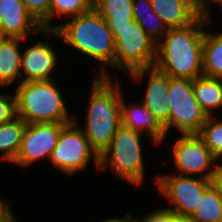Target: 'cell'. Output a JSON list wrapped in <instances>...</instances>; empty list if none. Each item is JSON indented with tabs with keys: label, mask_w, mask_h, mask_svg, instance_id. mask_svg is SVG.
Wrapping results in <instances>:
<instances>
[{
	"label": "cell",
	"mask_w": 222,
	"mask_h": 222,
	"mask_svg": "<svg viewBox=\"0 0 222 222\" xmlns=\"http://www.w3.org/2000/svg\"><path fill=\"white\" fill-rule=\"evenodd\" d=\"M132 222H139L136 218Z\"/></svg>",
	"instance_id": "obj_34"
},
{
	"label": "cell",
	"mask_w": 222,
	"mask_h": 222,
	"mask_svg": "<svg viewBox=\"0 0 222 222\" xmlns=\"http://www.w3.org/2000/svg\"><path fill=\"white\" fill-rule=\"evenodd\" d=\"M27 123L19 116L0 124V160L12 163L20 149Z\"/></svg>",
	"instance_id": "obj_20"
},
{
	"label": "cell",
	"mask_w": 222,
	"mask_h": 222,
	"mask_svg": "<svg viewBox=\"0 0 222 222\" xmlns=\"http://www.w3.org/2000/svg\"><path fill=\"white\" fill-rule=\"evenodd\" d=\"M28 12L36 18L43 29H50L51 0H22Z\"/></svg>",
	"instance_id": "obj_26"
},
{
	"label": "cell",
	"mask_w": 222,
	"mask_h": 222,
	"mask_svg": "<svg viewBox=\"0 0 222 222\" xmlns=\"http://www.w3.org/2000/svg\"><path fill=\"white\" fill-rule=\"evenodd\" d=\"M6 36L3 34V32L0 29V42L5 38Z\"/></svg>",
	"instance_id": "obj_33"
},
{
	"label": "cell",
	"mask_w": 222,
	"mask_h": 222,
	"mask_svg": "<svg viewBox=\"0 0 222 222\" xmlns=\"http://www.w3.org/2000/svg\"><path fill=\"white\" fill-rule=\"evenodd\" d=\"M55 79L28 81L16 84L14 95L16 113L27 124L72 123L76 114L66 107L59 84Z\"/></svg>",
	"instance_id": "obj_4"
},
{
	"label": "cell",
	"mask_w": 222,
	"mask_h": 222,
	"mask_svg": "<svg viewBox=\"0 0 222 222\" xmlns=\"http://www.w3.org/2000/svg\"><path fill=\"white\" fill-rule=\"evenodd\" d=\"M69 123H33L27 124L23 130L22 141L18 154L11 164L27 168L34 162L50 159L56 147L61 130Z\"/></svg>",
	"instance_id": "obj_11"
},
{
	"label": "cell",
	"mask_w": 222,
	"mask_h": 222,
	"mask_svg": "<svg viewBox=\"0 0 222 222\" xmlns=\"http://www.w3.org/2000/svg\"><path fill=\"white\" fill-rule=\"evenodd\" d=\"M78 118L75 116V121L61 130L58 143L49 159L52 168L68 177L79 172L82 174L88 169L90 162H93L95 171H99V155L78 126L81 122Z\"/></svg>",
	"instance_id": "obj_6"
},
{
	"label": "cell",
	"mask_w": 222,
	"mask_h": 222,
	"mask_svg": "<svg viewBox=\"0 0 222 222\" xmlns=\"http://www.w3.org/2000/svg\"><path fill=\"white\" fill-rule=\"evenodd\" d=\"M208 30L203 42V75L222 79V32Z\"/></svg>",
	"instance_id": "obj_21"
},
{
	"label": "cell",
	"mask_w": 222,
	"mask_h": 222,
	"mask_svg": "<svg viewBox=\"0 0 222 222\" xmlns=\"http://www.w3.org/2000/svg\"><path fill=\"white\" fill-rule=\"evenodd\" d=\"M142 136L144 138V134L121 125L109 146L99 155L98 172L108 169L117 180L140 188L146 179Z\"/></svg>",
	"instance_id": "obj_5"
},
{
	"label": "cell",
	"mask_w": 222,
	"mask_h": 222,
	"mask_svg": "<svg viewBox=\"0 0 222 222\" xmlns=\"http://www.w3.org/2000/svg\"><path fill=\"white\" fill-rule=\"evenodd\" d=\"M133 6L135 21L158 44L167 32V27L154 12L150 0H133Z\"/></svg>",
	"instance_id": "obj_22"
},
{
	"label": "cell",
	"mask_w": 222,
	"mask_h": 222,
	"mask_svg": "<svg viewBox=\"0 0 222 222\" xmlns=\"http://www.w3.org/2000/svg\"><path fill=\"white\" fill-rule=\"evenodd\" d=\"M25 40L27 39L5 37L0 42V88L14 86V82L21 83V46Z\"/></svg>",
	"instance_id": "obj_17"
},
{
	"label": "cell",
	"mask_w": 222,
	"mask_h": 222,
	"mask_svg": "<svg viewBox=\"0 0 222 222\" xmlns=\"http://www.w3.org/2000/svg\"><path fill=\"white\" fill-rule=\"evenodd\" d=\"M14 93H0V124L12 120L17 116L16 99Z\"/></svg>",
	"instance_id": "obj_27"
},
{
	"label": "cell",
	"mask_w": 222,
	"mask_h": 222,
	"mask_svg": "<svg viewBox=\"0 0 222 222\" xmlns=\"http://www.w3.org/2000/svg\"><path fill=\"white\" fill-rule=\"evenodd\" d=\"M150 2L167 29L187 26L202 14L193 0H150Z\"/></svg>",
	"instance_id": "obj_16"
},
{
	"label": "cell",
	"mask_w": 222,
	"mask_h": 222,
	"mask_svg": "<svg viewBox=\"0 0 222 222\" xmlns=\"http://www.w3.org/2000/svg\"><path fill=\"white\" fill-rule=\"evenodd\" d=\"M195 6L202 12L212 15L211 4L215 3L218 8L222 5V0H193Z\"/></svg>",
	"instance_id": "obj_30"
},
{
	"label": "cell",
	"mask_w": 222,
	"mask_h": 222,
	"mask_svg": "<svg viewBox=\"0 0 222 222\" xmlns=\"http://www.w3.org/2000/svg\"><path fill=\"white\" fill-rule=\"evenodd\" d=\"M124 94L125 92L122 93L121 98V125L144 134L154 147L162 145L167 136L151 110L142 102L126 103Z\"/></svg>",
	"instance_id": "obj_15"
},
{
	"label": "cell",
	"mask_w": 222,
	"mask_h": 222,
	"mask_svg": "<svg viewBox=\"0 0 222 222\" xmlns=\"http://www.w3.org/2000/svg\"><path fill=\"white\" fill-rule=\"evenodd\" d=\"M221 119V120H220ZM217 160H222V118L208 116L197 134Z\"/></svg>",
	"instance_id": "obj_25"
},
{
	"label": "cell",
	"mask_w": 222,
	"mask_h": 222,
	"mask_svg": "<svg viewBox=\"0 0 222 222\" xmlns=\"http://www.w3.org/2000/svg\"><path fill=\"white\" fill-rule=\"evenodd\" d=\"M135 218L136 216H134L132 212H128L123 217H119V216L112 217V218L101 220L100 222H132Z\"/></svg>",
	"instance_id": "obj_32"
},
{
	"label": "cell",
	"mask_w": 222,
	"mask_h": 222,
	"mask_svg": "<svg viewBox=\"0 0 222 222\" xmlns=\"http://www.w3.org/2000/svg\"><path fill=\"white\" fill-rule=\"evenodd\" d=\"M43 39L34 43L21 53V82L55 79L52 73L58 67L59 53L52 46L51 37L60 39L55 29H43L40 32Z\"/></svg>",
	"instance_id": "obj_12"
},
{
	"label": "cell",
	"mask_w": 222,
	"mask_h": 222,
	"mask_svg": "<svg viewBox=\"0 0 222 222\" xmlns=\"http://www.w3.org/2000/svg\"><path fill=\"white\" fill-rule=\"evenodd\" d=\"M213 184L222 192V160H217Z\"/></svg>",
	"instance_id": "obj_31"
},
{
	"label": "cell",
	"mask_w": 222,
	"mask_h": 222,
	"mask_svg": "<svg viewBox=\"0 0 222 222\" xmlns=\"http://www.w3.org/2000/svg\"><path fill=\"white\" fill-rule=\"evenodd\" d=\"M168 100L170 108L169 132L180 135L198 134L208 115L193 94V80L169 76Z\"/></svg>",
	"instance_id": "obj_9"
},
{
	"label": "cell",
	"mask_w": 222,
	"mask_h": 222,
	"mask_svg": "<svg viewBox=\"0 0 222 222\" xmlns=\"http://www.w3.org/2000/svg\"><path fill=\"white\" fill-rule=\"evenodd\" d=\"M152 210L141 218L137 216L136 219L139 222H186V220L179 218L174 213L163 209L160 205L158 209Z\"/></svg>",
	"instance_id": "obj_28"
},
{
	"label": "cell",
	"mask_w": 222,
	"mask_h": 222,
	"mask_svg": "<svg viewBox=\"0 0 222 222\" xmlns=\"http://www.w3.org/2000/svg\"><path fill=\"white\" fill-rule=\"evenodd\" d=\"M110 30L115 41V65L112 70H119L126 76L136 69L154 67L157 44L136 21L125 29Z\"/></svg>",
	"instance_id": "obj_8"
},
{
	"label": "cell",
	"mask_w": 222,
	"mask_h": 222,
	"mask_svg": "<svg viewBox=\"0 0 222 222\" xmlns=\"http://www.w3.org/2000/svg\"><path fill=\"white\" fill-rule=\"evenodd\" d=\"M0 29L6 37L28 39L33 33L40 34L43 27L22 0H0Z\"/></svg>",
	"instance_id": "obj_14"
},
{
	"label": "cell",
	"mask_w": 222,
	"mask_h": 222,
	"mask_svg": "<svg viewBox=\"0 0 222 222\" xmlns=\"http://www.w3.org/2000/svg\"><path fill=\"white\" fill-rule=\"evenodd\" d=\"M93 8V0H51L50 5V29H56L57 25L52 24V19H69L86 13ZM57 15V17H55Z\"/></svg>",
	"instance_id": "obj_24"
},
{
	"label": "cell",
	"mask_w": 222,
	"mask_h": 222,
	"mask_svg": "<svg viewBox=\"0 0 222 222\" xmlns=\"http://www.w3.org/2000/svg\"><path fill=\"white\" fill-rule=\"evenodd\" d=\"M11 201L3 200L0 196V222H19L17 214L12 211Z\"/></svg>",
	"instance_id": "obj_29"
},
{
	"label": "cell",
	"mask_w": 222,
	"mask_h": 222,
	"mask_svg": "<svg viewBox=\"0 0 222 222\" xmlns=\"http://www.w3.org/2000/svg\"><path fill=\"white\" fill-rule=\"evenodd\" d=\"M193 94L208 116L222 109V79L200 76L193 80Z\"/></svg>",
	"instance_id": "obj_19"
},
{
	"label": "cell",
	"mask_w": 222,
	"mask_h": 222,
	"mask_svg": "<svg viewBox=\"0 0 222 222\" xmlns=\"http://www.w3.org/2000/svg\"><path fill=\"white\" fill-rule=\"evenodd\" d=\"M127 78L134 83L146 81V90L142 98V104L151 110L152 115L164 128L166 136L169 133V75L159 71L155 67L136 69L127 74Z\"/></svg>",
	"instance_id": "obj_13"
},
{
	"label": "cell",
	"mask_w": 222,
	"mask_h": 222,
	"mask_svg": "<svg viewBox=\"0 0 222 222\" xmlns=\"http://www.w3.org/2000/svg\"><path fill=\"white\" fill-rule=\"evenodd\" d=\"M154 185L158 194L164 197L169 205L162 208L174 213L183 220H188L196 211L201 201V194L213 183L210 179L160 173L154 176Z\"/></svg>",
	"instance_id": "obj_7"
},
{
	"label": "cell",
	"mask_w": 222,
	"mask_h": 222,
	"mask_svg": "<svg viewBox=\"0 0 222 222\" xmlns=\"http://www.w3.org/2000/svg\"><path fill=\"white\" fill-rule=\"evenodd\" d=\"M67 20L55 29L60 40L80 56L102 63L97 77L111 78L106 66L115 65V41L106 20L94 8Z\"/></svg>",
	"instance_id": "obj_3"
},
{
	"label": "cell",
	"mask_w": 222,
	"mask_h": 222,
	"mask_svg": "<svg viewBox=\"0 0 222 222\" xmlns=\"http://www.w3.org/2000/svg\"><path fill=\"white\" fill-rule=\"evenodd\" d=\"M213 16L202 13L193 23L169 28L156 46L154 67L173 78L196 79L203 75V42Z\"/></svg>",
	"instance_id": "obj_1"
},
{
	"label": "cell",
	"mask_w": 222,
	"mask_h": 222,
	"mask_svg": "<svg viewBox=\"0 0 222 222\" xmlns=\"http://www.w3.org/2000/svg\"><path fill=\"white\" fill-rule=\"evenodd\" d=\"M93 8L110 29H125L135 21L133 0H93Z\"/></svg>",
	"instance_id": "obj_18"
},
{
	"label": "cell",
	"mask_w": 222,
	"mask_h": 222,
	"mask_svg": "<svg viewBox=\"0 0 222 222\" xmlns=\"http://www.w3.org/2000/svg\"><path fill=\"white\" fill-rule=\"evenodd\" d=\"M84 124V132L92 148L100 155L110 144L121 126V98L123 88L119 78L93 77ZM122 88V89H121Z\"/></svg>",
	"instance_id": "obj_2"
},
{
	"label": "cell",
	"mask_w": 222,
	"mask_h": 222,
	"mask_svg": "<svg viewBox=\"0 0 222 222\" xmlns=\"http://www.w3.org/2000/svg\"><path fill=\"white\" fill-rule=\"evenodd\" d=\"M172 145L176 174L213 181L217 159L197 134L180 135Z\"/></svg>",
	"instance_id": "obj_10"
},
{
	"label": "cell",
	"mask_w": 222,
	"mask_h": 222,
	"mask_svg": "<svg viewBox=\"0 0 222 222\" xmlns=\"http://www.w3.org/2000/svg\"><path fill=\"white\" fill-rule=\"evenodd\" d=\"M187 222H222V192L212 183Z\"/></svg>",
	"instance_id": "obj_23"
}]
</instances>
